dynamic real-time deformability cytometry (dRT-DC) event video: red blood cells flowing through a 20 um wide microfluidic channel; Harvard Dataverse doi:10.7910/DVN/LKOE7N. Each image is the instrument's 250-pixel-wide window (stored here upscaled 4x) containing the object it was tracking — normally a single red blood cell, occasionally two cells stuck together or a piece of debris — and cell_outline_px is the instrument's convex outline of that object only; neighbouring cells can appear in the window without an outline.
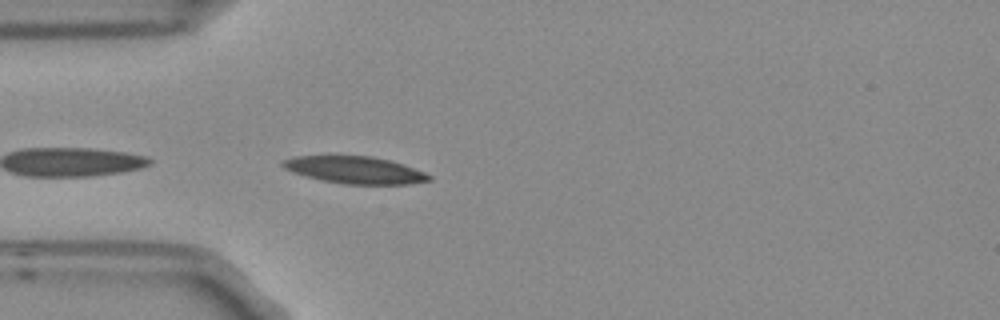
{"species": "Egyptian fruit bat (a non-hibernating species)", "species_latin": "Rousettus aegyptiacus", "temperature_condition": "room temperature", "stored_images_in_passage": 4, "camera_frame_rate_fps": 3000, "um_per_image_px": 0.085, "frame": {"image": 1, "passage_image": 4, "time_ms": 1.0, "image_size_px": [1000, 320], "cell_outline_px": [[432, 180], [408, 184], [344, 184], [324, 180], [308, 176], [284, 168], [280, 164], [284, 160], [296, 156], [372, 156], [392, 160], [404, 164], [424, 172], [432, 176]], "centroid_in_image_um": [30.24, 14.44], "position_along_channel_um": 54.8, "area_um2": 22.89}}